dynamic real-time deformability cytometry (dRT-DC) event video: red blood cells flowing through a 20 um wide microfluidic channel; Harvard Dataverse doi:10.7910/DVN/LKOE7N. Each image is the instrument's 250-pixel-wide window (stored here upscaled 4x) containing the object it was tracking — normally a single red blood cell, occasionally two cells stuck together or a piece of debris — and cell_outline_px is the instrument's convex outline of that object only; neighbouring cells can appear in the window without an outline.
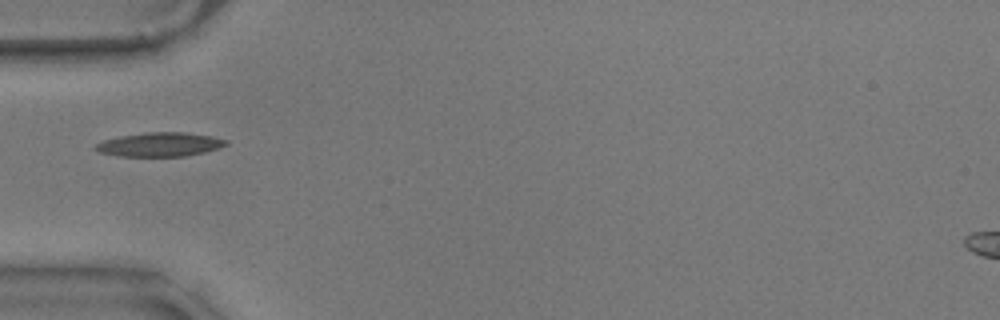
{"species": "common noctule bat (a hibernating species)", "species_latin": "Nyctalus noctula", "temperature_condition": "warm", "stored_images_in_passage": 24, "camera_frame_rate_fps": 3000, "um_per_image_px": 0.085, "animal": {"sex": "male", "body_mass_g": 17.9}, "frame": {"image": 1, "passage_image": 1, "time_ms": 0.0, "image_size_px": [1000, 320], "cell_outline_px": [[228, 144], [220, 148], [204, 152], [184, 156], [120, 156], [100, 152], [92, 148], [96, 144], [104, 140], [120, 136], [148, 132], [184, 132], [212, 136], [228, 140]], "centroid_in_image_um": [13.61, 12.28], "position_along_channel_um": 71.4, "area_um2": 18.21}}